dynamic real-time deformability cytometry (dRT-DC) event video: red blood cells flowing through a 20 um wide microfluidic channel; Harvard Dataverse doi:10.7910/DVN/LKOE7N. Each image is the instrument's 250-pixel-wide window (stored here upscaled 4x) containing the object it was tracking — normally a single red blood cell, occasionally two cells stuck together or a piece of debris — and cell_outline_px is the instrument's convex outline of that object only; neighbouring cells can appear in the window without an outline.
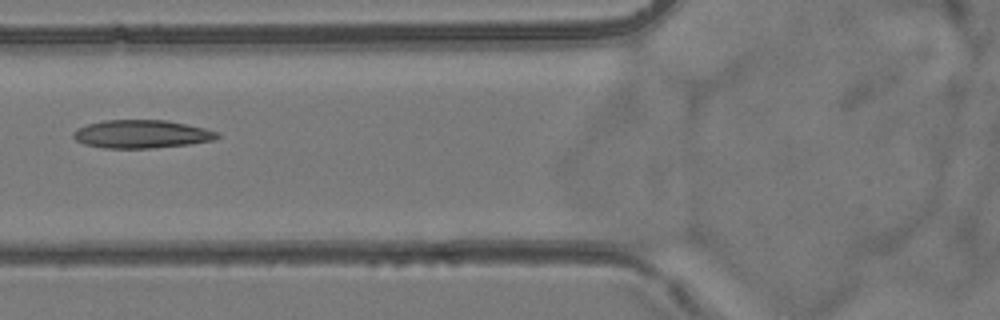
{"species": "common noctule bat (a hibernating species)", "species_latin": "Nyctalus noctula", "temperature_condition": "room temperature", "stored_images_in_passage": 2, "camera_frame_rate_fps": 3000, "um_per_image_px": 0.085, "animal": {"sex": "female", "body_mass_g": 24.6, "forearm_length_mm": 56.2}, "frame": {"image": 1, "passage_image": 2, "time_ms": 1.0, "image_size_px": [1000, 320], "cell_outline_px": [[220, 136], [212, 140], [192, 144], [152, 148], [104, 148], [84, 144], [76, 140], [72, 136], [72, 132], [76, 128], [88, 124], [104, 120], [168, 120], [204, 128], [216, 132]], "centroid_in_image_um": [12.0, 11.4], "position_along_channel_um": 113.8, "area_um2": 23.64}}